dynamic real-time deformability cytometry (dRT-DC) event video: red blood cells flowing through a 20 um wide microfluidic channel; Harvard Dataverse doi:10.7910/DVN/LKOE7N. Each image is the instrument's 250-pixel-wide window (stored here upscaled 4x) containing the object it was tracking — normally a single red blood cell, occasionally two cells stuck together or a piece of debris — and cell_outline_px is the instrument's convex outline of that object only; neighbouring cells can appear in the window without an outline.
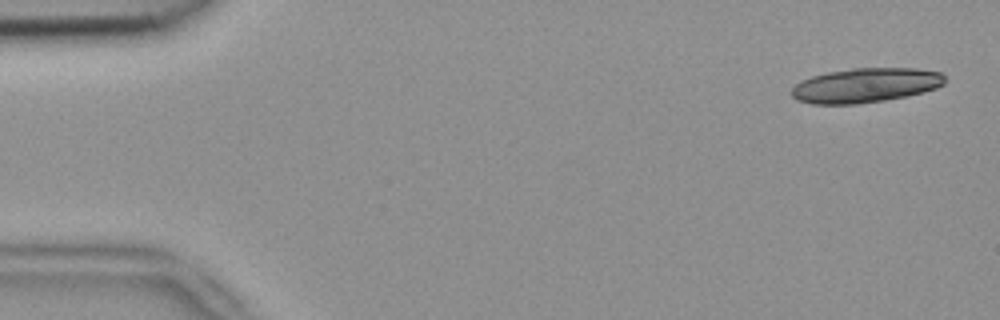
{"species": "common noctule bat (a hibernating species)", "species_latin": "Nyctalus noctula", "temperature_condition": "room temperature", "stored_images_in_passage": 7, "camera_frame_rate_fps": 3000, "um_per_image_px": 0.085, "animal": {"sex": "female", "body_mass_g": 18.4}, "frame": {"image": 1, "passage_image": 1, "time_ms": 0.0, "image_size_px": [1000, 320], "cell_outline_px": [[944, 84], [936, 88], [904, 96], [884, 100], [856, 104], [812, 104], [796, 100], [792, 96], [792, 88], [800, 80], [812, 76], [828, 72], [852, 68], [916, 68], [940, 72], [944, 76]], "centroid_in_image_um": [73.53, 7.25], "position_along_channel_um": 11.5, "area_um2": 30.69}}